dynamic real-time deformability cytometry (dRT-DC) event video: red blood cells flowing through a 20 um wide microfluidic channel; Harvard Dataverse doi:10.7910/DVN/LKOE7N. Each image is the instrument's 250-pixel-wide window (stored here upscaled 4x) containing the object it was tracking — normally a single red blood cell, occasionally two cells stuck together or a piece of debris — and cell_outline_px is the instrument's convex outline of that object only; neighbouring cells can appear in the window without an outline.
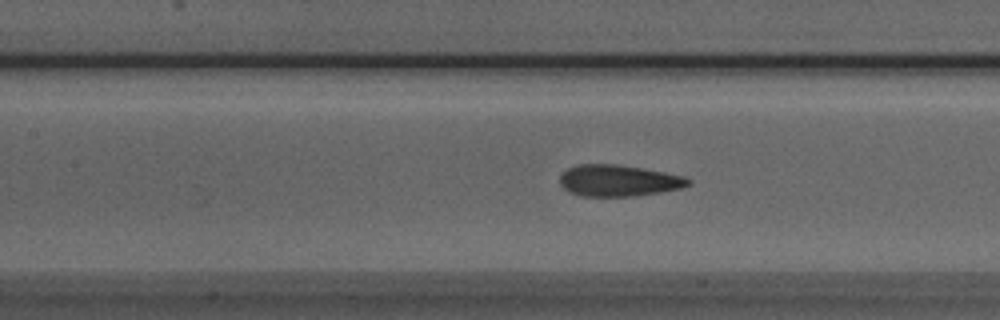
{"species": "Egyptian fruit bat (a non-hibernating species)", "species_latin": "Rousettus aegyptiacus", "temperature_condition": "room temperature", "stored_images_in_passage": 54, "camera_frame_rate_fps": 3000, "um_per_image_px": 0.085, "animal": {"sex": "male"}, "frame": {"image": 1, "passage_image": 23, "time_ms": 7.333, "image_size_px": [1000, 320], "cell_outline_px": [[692, 184], [680, 188], [660, 192], [632, 196], [580, 196], [564, 188], [560, 184], [560, 176], [568, 168], [580, 164], [616, 164], [664, 172], [684, 176], [692, 180]], "centroid_in_image_um": [52.59, 15.35], "position_along_channel_um": 154.8, "area_um2": 23.35}}
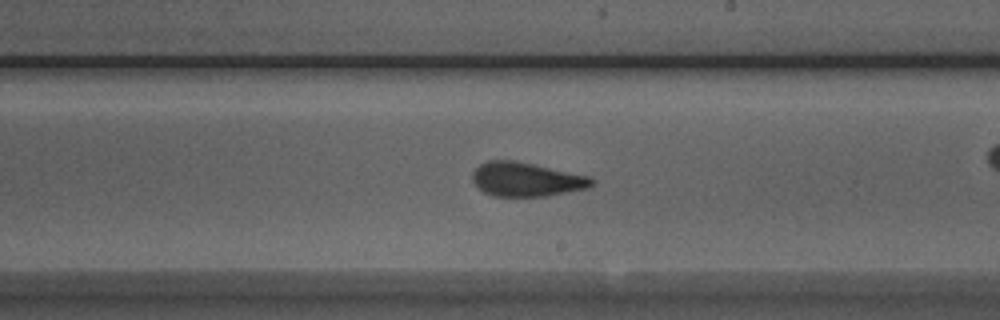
{"frame": {"image": 2, "passage_image": 30, "time_ms": 9.667, "image_size_px": [1000, 320], "cell_outline_px": [[596, 180], [588, 188], [548, 196], [492, 196], [484, 192], [472, 180], [472, 172], [480, 164], [488, 160], [512, 160], [532, 164], [588, 176]], "centroid_in_image_um": [44.72, 15.25], "position_along_channel_um": 244.3, "area_um2": 23.47}}
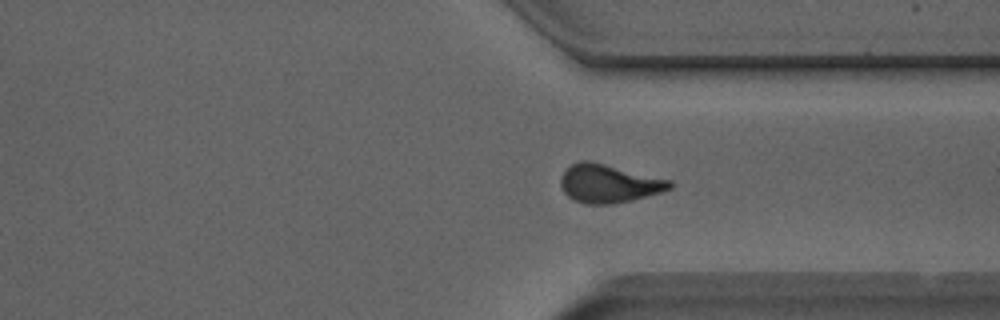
{"frame": {"image": 3, "passage_image": 39, "time_ms": 12.667, "image_size_px": [1000, 320], "cell_outline_px": [[672, 188], [660, 192], [632, 200], [612, 204], [584, 204], [568, 196], [564, 192], [560, 184], [560, 176], [572, 164], [580, 160], [592, 160], [672, 180]], "centroid_in_image_um": [51.75, 15.58], "position_along_channel_um": 359.7, "area_um2": 24.51}, "authors_computed_cell_mechanics": {"area_um2": 23.3801, "velocity_mm_per_s": 3.8502, "shape_relaxation_time_tau1_ms": 7.2867, "shape_relaxation_time_tau2_ms": 1.3066, "deformation_change_tau1": 0.2099, "deformation_change_tau2": 0.0883}}